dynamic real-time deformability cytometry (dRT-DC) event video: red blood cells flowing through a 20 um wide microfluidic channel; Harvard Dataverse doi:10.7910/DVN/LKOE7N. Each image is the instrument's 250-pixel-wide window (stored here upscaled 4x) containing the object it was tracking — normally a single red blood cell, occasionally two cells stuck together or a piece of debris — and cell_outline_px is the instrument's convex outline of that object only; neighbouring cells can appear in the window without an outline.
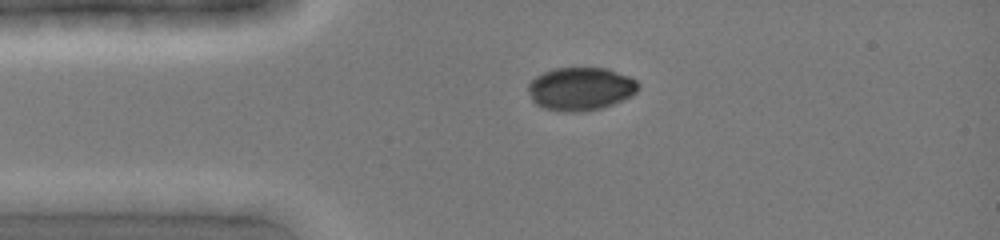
{"species": "common noctule bat (a hibernating species)", "species_latin": "Nyctalus noctula", "temperature_condition": "cold", "stored_images_in_passage": 9, "camera_frame_rate_fps": 3000, "um_per_image_px": 0.085, "animal": {"sex": "female", "body_mass_g": 19.0, "forearm_length_mm": 51.5}, "frame": {"image": 1, "passage_image": 2, "time_ms": 0.333, "image_size_px": [1000, 240], "cell_outline_px": [[640, 88], [632, 96], [624, 100], [600, 108], [576, 112], [560, 112], [544, 108], [536, 104], [532, 100], [528, 92], [528, 84], [536, 76], [544, 72], [556, 68], [608, 68], [628, 76], [636, 80], [640, 84]], "centroid_in_image_um": [49.36, 7.55], "position_along_channel_um": 35.6, "area_um2": 27.8}}